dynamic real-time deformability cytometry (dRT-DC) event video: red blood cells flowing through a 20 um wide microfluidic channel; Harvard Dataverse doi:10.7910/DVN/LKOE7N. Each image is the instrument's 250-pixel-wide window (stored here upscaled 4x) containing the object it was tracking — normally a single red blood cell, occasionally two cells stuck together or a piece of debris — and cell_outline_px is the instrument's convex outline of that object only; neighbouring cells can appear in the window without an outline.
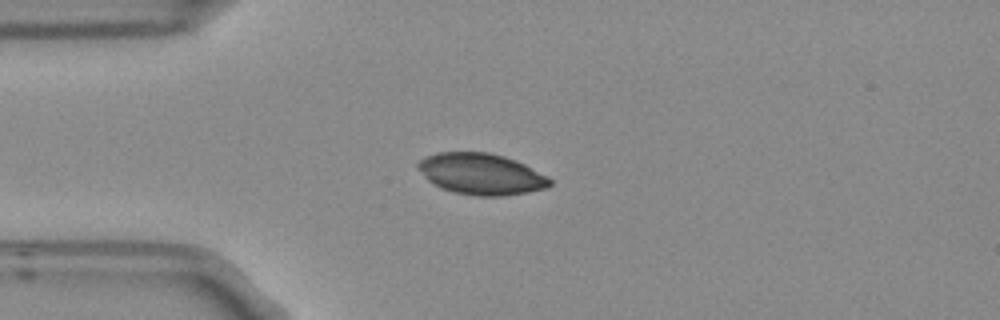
{"species": "Egyptian fruit bat (a non-hibernating species)", "species_latin": "Rousettus aegyptiacus", "temperature_condition": "room temperature", "stored_images_in_passage": 6, "camera_frame_rate_fps": 3000, "um_per_image_px": 0.085, "frame": {"image": 1, "passage_image": 2, "time_ms": 0.333, "image_size_px": [1000, 320], "cell_outline_px": [[552, 184], [548, 188], [528, 192], [504, 196], [476, 196], [452, 192], [440, 188], [428, 180], [416, 168], [416, 164], [424, 156], [436, 152], [488, 152], [504, 156], [524, 164], [548, 176], [552, 180]], "centroid_in_image_um": [40.89, 14.79], "position_along_channel_um": 44.1, "area_um2": 32.02}}
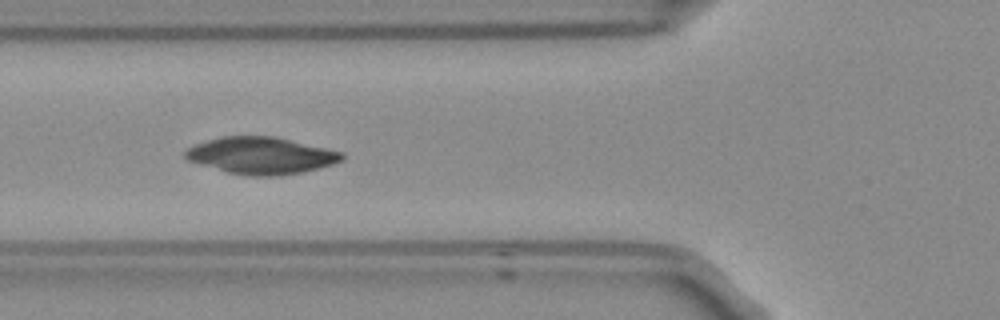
{"frame": {"image": 2, "passage_image": 4, "time_ms": 1.0, "image_size_px": [1000, 320], "cell_outline_px": [[344, 160], [320, 168], [280, 176], [248, 176], [228, 172], [188, 160], [184, 156], [184, 152], [188, 148], [196, 144], [220, 136], [276, 136], [344, 152]], "centroid_in_image_um": [22.23, 13.21], "position_along_channel_um": 103.6, "area_um2": 33.7}}